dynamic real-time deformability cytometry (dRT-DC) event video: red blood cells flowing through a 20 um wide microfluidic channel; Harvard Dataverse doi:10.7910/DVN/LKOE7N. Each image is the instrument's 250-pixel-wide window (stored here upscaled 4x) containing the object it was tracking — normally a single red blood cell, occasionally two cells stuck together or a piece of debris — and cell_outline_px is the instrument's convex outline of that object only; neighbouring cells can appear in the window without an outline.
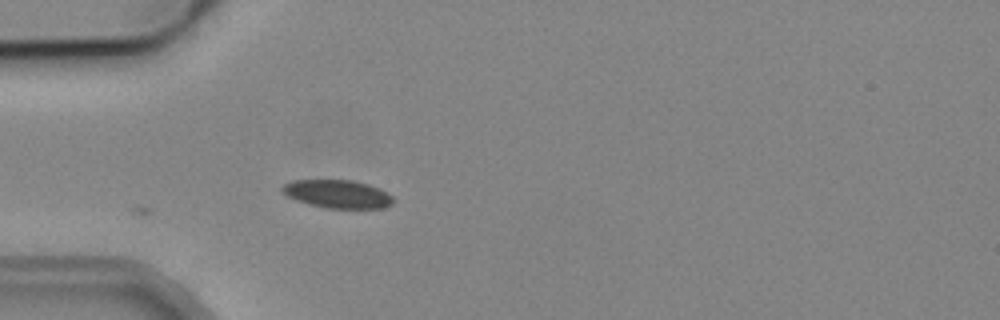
{"species": "common noctule bat (a hibernating species)", "species_latin": "Nyctalus noctula", "temperature_condition": "cold", "stored_images_in_passage": 4, "camera_frame_rate_fps": 3000, "um_per_image_px": 0.085, "animal": {"sex": "male", "body_mass_g": 19.2, "forearm_length_mm": 51.8}, "frame": {"image": 1, "passage_image": 4, "time_ms": 3.667, "image_size_px": [1000, 320], "cell_outline_px": [[392, 204], [384, 208], [328, 208], [308, 204], [296, 200], [280, 192], [280, 188], [284, 184], [292, 180], [352, 180], [368, 184], [380, 188], [388, 192], [392, 196]], "centroid_in_image_um": [28.68, 16.48], "position_along_channel_um": 56.3, "area_um2": 18.32}}